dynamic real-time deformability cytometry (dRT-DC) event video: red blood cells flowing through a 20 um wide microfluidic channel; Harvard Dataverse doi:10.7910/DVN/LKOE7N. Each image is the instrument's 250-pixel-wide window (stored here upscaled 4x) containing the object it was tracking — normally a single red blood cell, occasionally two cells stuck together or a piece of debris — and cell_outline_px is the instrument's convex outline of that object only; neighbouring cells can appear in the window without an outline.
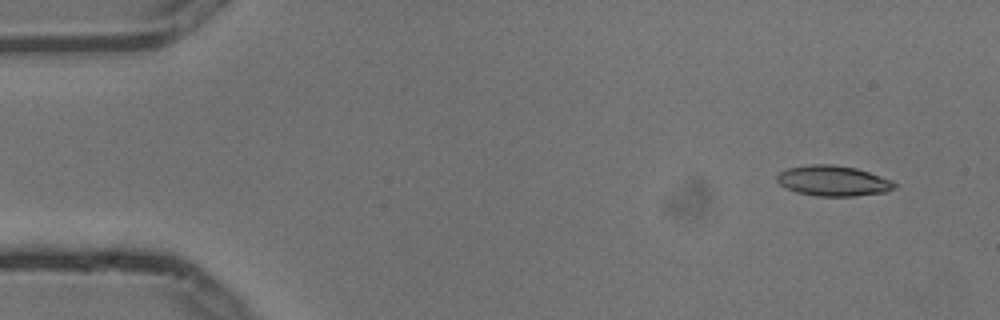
{"species": "common noctule bat (a hibernating species)", "species_latin": "Nyctalus noctula", "temperature_condition": "cold", "stored_images_in_passage": 4, "camera_frame_rate_fps": 3000, "um_per_image_px": 0.085, "animal": {"sex": "male", "body_mass_g": 13.3}, "frame": {"image": 1, "passage_image": 1, "time_ms": 0.0, "image_size_px": [1000, 320], "cell_outline_px": [[896, 188], [884, 192], [856, 196], [816, 196], [796, 192], [780, 184], [776, 180], [776, 176], [780, 172], [788, 168], [808, 164], [832, 164], [856, 168], [892, 180], [896, 184]], "centroid_in_image_um": [70.81, 15.37], "position_along_channel_um": 14.2, "area_um2": 20.81}}
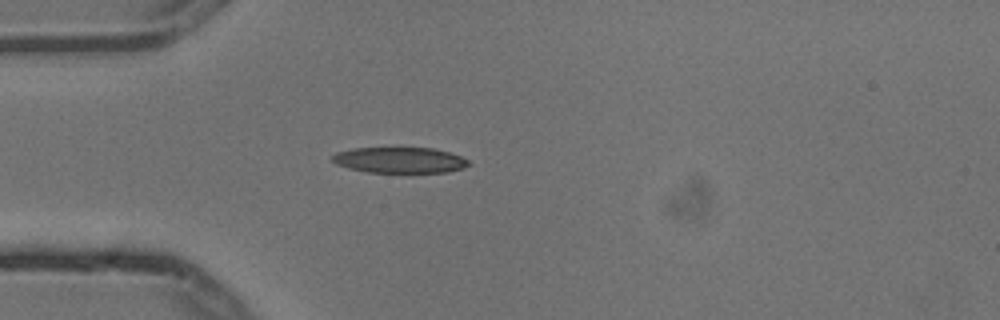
{"frame": {"image": 2, "passage_image": 4, "time_ms": 1.0, "image_size_px": [1000, 320], "cell_outline_px": [[472, 164], [464, 168], [448, 172], [368, 172], [348, 168], [336, 164], [332, 160], [332, 156], [336, 152], [352, 148], [432, 148], [448, 152], [460, 156], [468, 160]], "centroid_in_image_um": [33.98, 13.61], "position_along_channel_um": 51.0, "area_um2": 20.46}}